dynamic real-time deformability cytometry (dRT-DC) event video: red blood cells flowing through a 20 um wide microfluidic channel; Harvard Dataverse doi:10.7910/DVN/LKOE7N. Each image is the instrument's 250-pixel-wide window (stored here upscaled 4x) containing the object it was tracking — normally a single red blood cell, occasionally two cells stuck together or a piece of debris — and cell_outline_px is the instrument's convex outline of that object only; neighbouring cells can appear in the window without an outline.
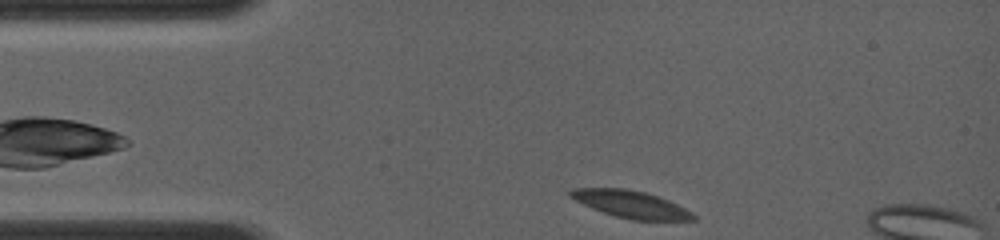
{"species": "common noctule bat (a hibernating species)", "species_latin": "Nyctalus noctula", "temperature_condition": "room temperature", "stored_images_in_passage": 7, "camera_frame_rate_fps": 4000, "um_per_image_px": 0.085, "animal": {"sex": "female", "body_mass_g": 19.0, "forearm_length_mm": 56.7}, "frame": {"image": 1, "passage_image": 1, "time_ms": 0.0, "image_size_px": [1000, 240], "cell_outline_px": [[696, 220], [632, 220], [616, 216], [592, 208], [568, 196], [568, 192], [572, 188], [624, 188], [644, 192], [668, 200], [692, 212], [696, 216]], "centroid_in_image_um": [53.61, 17.36], "position_along_channel_um": 31.4, "area_um2": 19.25}}